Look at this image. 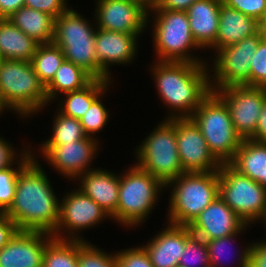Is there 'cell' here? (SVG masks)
<instances>
[{
    "instance_id": "1",
    "label": "cell",
    "mask_w": 266,
    "mask_h": 267,
    "mask_svg": "<svg viewBox=\"0 0 266 267\" xmlns=\"http://www.w3.org/2000/svg\"><path fill=\"white\" fill-rule=\"evenodd\" d=\"M44 163L32 158L18 173L12 204L4 212L19 231L53 234L59 221L60 195Z\"/></svg>"
},
{
    "instance_id": "2",
    "label": "cell",
    "mask_w": 266,
    "mask_h": 267,
    "mask_svg": "<svg viewBox=\"0 0 266 267\" xmlns=\"http://www.w3.org/2000/svg\"><path fill=\"white\" fill-rule=\"evenodd\" d=\"M145 67L159 102L167 109L163 119L191 117L212 91L207 64L152 60Z\"/></svg>"
},
{
    "instance_id": "3",
    "label": "cell",
    "mask_w": 266,
    "mask_h": 267,
    "mask_svg": "<svg viewBox=\"0 0 266 267\" xmlns=\"http://www.w3.org/2000/svg\"><path fill=\"white\" fill-rule=\"evenodd\" d=\"M147 28L148 32L152 28L149 34L153 42V60L207 64V54L202 55L203 49L192 36L186 11L151 9Z\"/></svg>"
},
{
    "instance_id": "4",
    "label": "cell",
    "mask_w": 266,
    "mask_h": 267,
    "mask_svg": "<svg viewBox=\"0 0 266 267\" xmlns=\"http://www.w3.org/2000/svg\"><path fill=\"white\" fill-rule=\"evenodd\" d=\"M0 103L22 123L50 107L46 87L31 62L0 59Z\"/></svg>"
},
{
    "instance_id": "5",
    "label": "cell",
    "mask_w": 266,
    "mask_h": 267,
    "mask_svg": "<svg viewBox=\"0 0 266 267\" xmlns=\"http://www.w3.org/2000/svg\"><path fill=\"white\" fill-rule=\"evenodd\" d=\"M132 163L119 171L117 225L123 229L136 231L151 219L150 216H153L159 199L164 198L162 194H165V185Z\"/></svg>"
},
{
    "instance_id": "6",
    "label": "cell",
    "mask_w": 266,
    "mask_h": 267,
    "mask_svg": "<svg viewBox=\"0 0 266 267\" xmlns=\"http://www.w3.org/2000/svg\"><path fill=\"white\" fill-rule=\"evenodd\" d=\"M167 191L165 222L189 226L219 196L218 171L182 173L165 185Z\"/></svg>"
},
{
    "instance_id": "7",
    "label": "cell",
    "mask_w": 266,
    "mask_h": 267,
    "mask_svg": "<svg viewBox=\"0 0 266 267\" xmlns=\"http://www.w3.org/2000/svg\"><path fill=\"white\" fill-rule=\"evenodd\" d=\"M72 6L55 19L52 43L62 49L65 60L100 80V65L95 61L97 27L93 12L86 17Z\"/></svg>"
},
{
    "instance_id": "8",
    "label": "cell",
    "mask_w": 266,
    "mask_h": 267,
    "mask_svg": "<svg viewBox=\"0 0 266 267\" xmlns=\"http://www.w3.org/2000/svg\"><path fill=\"white\" fill-rule=\"evenodd\" d=\"M133 149L134 163L164 185L185 173L176 140V118L162 119Z\"/></svg>"
},
{
    "instance_id": "9",
    "label": "cell",
    "mask_w": 266,
    "mask_h": 267,
    "mask_svg": "<svg viewBox=\"0 0 266 267\" xmlns=\"http://www.w3.org/2000/svg\"><path fill=\"white\" fill-rule=\"evenodd\" d=\"M200 127L208 149L220 164H229L243 139L236 132L225 102L213 91L191 116Z\"/></svg>"
},
{
    "instance_id": "10",
    "label": "cell",
    "mask_w": 266,
    "mask_h": 267,
    "mask_svg": "<svg viewBox=\"0 0 266 267\" xmlns=\"http://www.w3.org/2000/svg\"><path fill=\"white\" fill-rule=\"evenodd\" d=\"M30 142L32 156L53 169L60 177L72 183L82 174L96 169V161L101 150L102 141L87 137L67 144H35ZM36 145V147L34 146ZM96 161V162H94Z\"/></svg>"
},
{
    "instance_id": "11",
    "label": "cell",
    "mask_w": 266,
    "mask_h": 267,
    "mask_svg": "<svg viewBox=\"0 0 266 267\" xmlns=\"http://www.w3.org/2000/svg\"><path fill=\"white\" fill-rule=\"evenodd\" d=\"M218 175L219 197L247 225L260 226L266 219V188L230 164H221Z\"/></svg>"
},
{
    "instance_id": "12",
    "label": "cell",
    "mask_w": 266,
    "mask_h": 267,
    "mask_svg": "<svg viewBox=\"0 0 266 267\" xmlns=\"http://www.w3.org/2000/svg\"><path fill=\"white\" fill-rule=\"evenodd\" d=\"M261 39L259 31L213 53L207 62L213 92L229 86H250L251 61Z\"/></svg>"
},
{
    "instance_id": "13",
    "label": "cell",
    "mask_w": 266,
    "mask_h": 267,
    "mask_svg": "<svg viewBox=\"0 0 266 267\" xmlns=\"http://www.w3.org/2000/svg\"><path fill=\"white\" fill-rule=\"evenodd\" d=\"M73 186L60 196L59 221L52 236L60 240L89 241L84 232L110 222L112 218L93 199Z\"/></svg>"
},
{
    "instance_id": "14",
    "label": "cell",
    "mask_w": 266,
    "mask_h": 267,
    "mask_svg": "<svg viewBox=\"0 0 266 267\" xmlns=\"http://www.w3.org/2000/svg\"><path fill=\"white\" fill-rule=\"evenodd\" d=\"M145 33H120L97 28L95 34V61L100 65V80L117 81L112 67H131L140 52L139 41ZM141 37V38H140ZM138 56V57H137ZM115 79V80H114Z\"/></svg>"
},
{
    "instance_id": "15",
    "label": "cell",
    "mask_w": 266,
    "mask_h": 267,
    "mask_svg": "<svg viewBox=\"0 0 266 267\" xmlns=\"http://www.w3.org/2000/svg\"><path fill=\"white\" fill-rule=\"evenodd\" d=\"M227 105L236 132L249 139L256 130L260 112L266 102V88L229 86L214 91Z\"/></svg>"
},
{
    "instance_id": "16",
    "label": "cell",
    "mask_w": 266,
    "mask_h": 267,
    "mask_svg": "<svg viewBox=\"0 0 266 267\" xmlns=\"http://www.w3.org/2000/svg\"><path fill=\"white\" fill-rule=\"evenodd\" d=\"M96 27L120 33H148L149 10L132 0H94Z\"/></svg>"
},
{
    "instance_id": "17",
    "label": "cell",
    "mask_w": 266,
    "mask_h": 267,
    "mask_svg": "<svg viewBox=\"0 0 266 267\" xmlns=\"http://www.w3.org/2000/svg\"><path fill=\"white\" fill-rule=\"evenodd\" d=\"M176 140L184 172L219 171L221 164L209 151L200 127L191 117L176 118Z\"/></svg>"
},
{
    "instance_id": "18",
    "label": "cell",
    "mask_w": 266,
    "mask_h": 267,
    "mask_svg": "<svg viewBox=\"0 0 266 267\" xmlns=\"http://www.w3.org/2000/svg\"><path fill=\"white\" fill-rule=\"evenodd\" d=\"M247 226L219 196L188 226L194 236L204 241L241 232Z\"/></svg>"
},
{
    "instance_id": "19",
    "label": "cell",
    "mask_w": 266,
    "mask_h": 267,
    "mask_svg": "<svg viewBox=\"0 0 266 267\" xmlns=\"http://www.w3.org/2000/svg\"><path fill=\"white\" fill-rule=\"evenodd\" d=\"M41 231H18L0 250V267H42L44 249L53 239Z\"/></svg>"
},
{
    "instance_id": "20",
    "label": "cell",
    "mask_w": 266,
    "mask_h": 267,
    "mask_svg": "<svg viewBox=\"0 0 266 267\" xmlns=\"http://www.w3.org/2000/svg\"><path fill=\"white\" fill-rule=\"evenodd\" d=\"M149 236L141 245L147 251L154 267H175L184 253L186 242L193 236L188 226L168 222Z\"/></svg>"
},
{
    "instance_id": "21",
    "label": "cell",
    "mask_w": 266,
    "mask_h": 267,
    "mask_svg": "<svg viewBox=\"0 0 266 267\" xmlns=\"http://www.w3.org/2000/svg\"><path fill=\"white\" fill-rule=\"evenodd\" d=\"M73 184L106 211L112 218V224H117L119 173L98 166L80 175Z\"/></svg>"
},
{
    "instance_id": "22",
    "label": "cell",
    "mask_w": 266,
    "mask_h": 267,
    "mask_svg": "<svg viewBox=\"0 0 266 267\" xmlns=\"http://www.w3.org/2000/svg\"><path fill=\"white\" fill-rule=\"evenodd\" d=\"M260 31V22L224 4L220 5L219 27L215 42L205 51L211 58L220 48L236 44Z\"/></svg>"
},
{
    "instance_id": "23",
    "label": "cell",
    "mask_w": 266,
    "mask_h": 267,
    "mask_svg": "<svg viewBox=\"0 0 266 267\" xmlns=\"http://www.w3.org/2000/svg\"><path fill=\"white\" fill-rule=\"evenodd\" d=\"M222 0H198L186 11L192 36L204 52L215 42Z\"/></svg>"
},
{
    "instance_id": "24",
    "label": "cell",
    "mask_w": 266,
    "mask_h": 267,
    "mask_svg": "<svg viewBox=\"0 0 266 267\" xmlns=\"http://www.w3.org/2000/svg\"><path fill=\"white\" fill-rule=\"evenodd\" d=\"M252 227L253 226L251 225H247L241 232H238L236 234H231L229 236H225L222 238L206 241L210 266H213V267H234V266L235 267H249V251L251 248L252 241L251 240L250 241L248 240V242L245 241L246 243L245 244L242 243L241 245L239 241H241V237L245 238L246 234H248L247 232L250 231ZM238 244L240 246H238ZM236 247L238 248V250ZM231 258L234 261L233 260L231 261ZM227 263L228 264L230 263L229 264L230 266ZM231 263L232 264L234 263L233 264L234 266Z\"/></svg>"
},
{
    "instance_id": "25",
    "label": "cell",
    "mask_w": 266,
    "mask_h": 267,
    "mask_svg": "<svg viewBox=\"0 0 266 267\" xmlns=\"http://www.w3.org/2000/svg\"><path fill=\"white\" fill-rule=\"evenodd\" d=\"M229 164L242 175L266 188V143L243 139Z\"/></svg>"
},
{
    "instance_id": "26",
    "label": "cell",
    "mask_w": 266,
    "mask_h": 267,
    "mask_svg": "<svg viewBox=\"0 0 266 267\" xmlns=\"http://www.w3.org/2000/svg\"><path fill=\"white\" fill-rule=\"evenodd\" d=\"M38 45L8 18H0V59L31 62Z\"/></svg>"
},
{
    "instance_id": "27",
    "label": "cell",
    "mask_w": 266,
    "mask_h": 267,
    "mask_svg": "<svg viewBox=\"0 0 266 267\" xmlns=\"http://www.w3.org/2000/svg\"><path fill=\"white\" fill-rule=\"evenodd\" d=\"M113 83V81L93 79L81 90L62 94L52 105L63 115L79 120L91 104Z\"/></svg>"
},
{
    "instance_id": "28",
    "label": "cell",
    "mask_w": 266,
    "mask_h": 267,
    "mask_svg": "<svg viewBox=\"0 0 266 267\" xmlns=\"http://www.w3.org/2000/svg\"><path fill=\"white\" fill-rule=\"evenodd\" d=\"M8 19L38 44L52 43L56 19L54 16L23 6Z\"/></svg>"
},
{
    "instance_id": "29",
    "label": "cell",
    "mask_w": 266,
    "mask_h": 267,
    "mask_svg": "<svg viewBox=\"0 0 266 267\" xmlns=\"http://www.w3.org/2000/svg\"><path fill=\"white\" fill-rule=\"evenodd\" d=\"M92 80L82 68L64 59L54 78L45 86L48 103L53 104L62 94L83 89Z\"/></svg>"
},
{
    "instance_id": "30",
    "label": "cell",
    "mask_w": 266,
    "mask_h": 267,
    "mask_svg": "<svg viewBox=\"0 0 266 267\" xmlns=\"http://www.w3.org/2000/svg\"><path fill=\"white\" fill-rule=\"evenodd\" d=\"M51 118L50 134L39 144H67L88 137L78 119L67 117L57 109Z\"/></svg>"
},
{
    "instance_id": "31",
    "label": "cell",
    "mask_w": 266,
    "mask_h": 267,
    "mask_svg": "<svg viewBox=\"0 0 266 267\" xmlns=\"http://www.w3.org/2000/svg\"><path fill=\"white\" fill-rule=\"evenodd\" d=\"M64 59L62 49L54 43L38 45L31 63L44 86L54 78Z\"/></svg>"
},
{
    "instance_id": "32",
    "label": "cell",
    "mask_w": 266,
    "mask_h": 267,
    "mask_svg": "<svg viewBox=\"0 0 266 267\" xmlns=\"http://www.w3.org/2000/svg\"><path fill=\"white\" fill-rule=\"evenodd\" d=\"M42 267H78V240L53 238L44 249Z\"/></svg>"
},
{
    "instance_id": "33",
    "label": "cell",
    "mask_w": 266,
    "mask_h": 267,
    "mask_svg": "<svg viewBox=\"0 0 266 267\" xmlns=\"http://www.w3.org/2000/svg\"><path fill=\"white\" fill-rule=\"evenodd\" d=\"M114 85L115 82L91 104L84 116L79 119L87 136L96 138L99 141L102 139L100 138L101 136L98 135L105 130L104 128L110 123L109 121H111L112 113L110 112L111 110L106 107V101L104 99L108 97L111 91L110 88H112V90L114 89Z\"/></svg>"
},
{
    "instance_id": "34",
    "label": "cell",
    "mask_w": 266,
    "mask_h": 267,
    "mask_svg": "<svg viewBox=\"0 0 266 267\" xmlns=\"http://www.w3.org/2000/svg\"><path fill=\"white\" fill-rule=\"evenodd\" d=\"M33 158L29 148L13 165L0 170V211L4 213L12 204L17 175L19 171Z\"/></svg>"
},
{
    "instance_id": "35",
    "label": "cell",
    "mask_w": 266,
    "mask_h": 267,
    "mask_svg": "<svg viewBox=\"0 0 266 267\" xmlns=\"http://www.w3.org/2000/svg\"><path fill=\"white\" fill-rule=\"evenodd\" d=\"M93 242L78 240V267H117L115 251H108Z\"/></svg>"
},
{
    "instance_id": "36",
    "label": "cell",
    "mask_w": 266,
    "mask_h": 267,
    "mask_svg": "<svg viewBox=\"0 0 266 267\" xmlns=\"http://www.w3.org/2000/svg\"><path fill=\"white\" fill-rule=\"evenodd\" d=\"M178 265L183 267L210 266L206 241L193 235L186 242L184 253L181 256Z\"/></svg>"
},
{
    "instance_id": "37",
    "label": "cell",
    "mask_w": 266,
    "mask_h": 267,
    "mask_svg": "<svg viewBox=\"0 0 266 267\" xmlns=\"http://www.w3.org/2000/svg\"><path fill=\"white\" fill-rule=\"evenodd\" d=\"M117 267H154L145 248L138 244L125 249H115Z\"/></svg>"
},
{
    "instance_id": "38",
    "label": "cell",
    "mask_w": 266,
    "mask_h": 267,
    "mask_svg": "<svg viewBox=\"0 0 266 267\" xmlns=\"http://www.w3.org/2000/svg\"><path fill=\"white\" fill-rule=\"evenodd\" d=\"M250 87L266 88V40H260L250 66Z\"/></svg>"
},
{
    "instance_id": "39",
    "label": "cell",
    "mask_w": 266,
    "mask_h": 267,
    "mask_svg": "<svg viewBox=\"0 0 266 267\" xmlns=\"http://www.w3.org/2000/svg\"><path fill=\"white\" fill-rule=\"evenodd\" d=\"M9 140L0 134V170L13 165L30 148V141L22 140L23 145L18 148Z\"/></svg>"
},
{
    "instance_id": "40",
    "label": "cell",
    "mask_w": 266,
    "mask_h": 267,
    "mask_svg": "<svg viewBox=\"0 0 266 267\" xmlns=\"http://www.w3.org/2000/svg\"><path fill=\"white\" fill-rule=\"evenodd\" d=\"M227 6L261 22L266 18V0H222Z\"/></svg>"
},
{
    "instance_id": "41",
    "label": "cell",
    "mask_w": 266,
    "mask_h": 267,
    "mask_svg": "<svg viewBox=\"0 0 266 267\" xmlns=\"http://www.w3.org/2000/svg\"><path fill=\"white\" fill-rule=\"evenodd\" d=\"M70 0H25L26 7L48 13L57 18L70 6Z\"/></svg>"
},
{
    "instance_id": "42",
    "label": "cell",
    "mask_w": 266,
    "mask_h": 267,
    "mask_svg": "<svg viewBox=\"0 0 266 267\" xmlns=\"http://www.w3.org/2000/svg\"><path fill=\"white\" fill-rule=\"evenodd\" d=\"M260 239L252 240L249 251V267H266V236Z\"/></svg>"
},
{
    "instance_id": "43",
    "label": "cell",
    "mask_w": 266,
    "mask_h": 267,
    "mask_svg": "<svg viewBox=\"0 0 266 267\" xmlns=\"http://www.w3.org/2000/svg\"><path fill=\"white\" fill-rule=\"evenodd\" d=\"M19 231L14 221L5 213L0 214V250Z\"/></svg>"
},
{
    "instance_id": "44",
    "label": "cell",
    "mask_w": 266,
    "mask_h": 267,
    "mask_svg": "<svg viewBox=\"0 0 266 267\" xmlns=\"http://www.w3.org/2000/svg\"><path fill=\"white\" fill-rule=\"evenodd\" d=\"M198 0H158L153 9H168L173 11H187Z\"/></svg>"
},
{
    "instance_id": "45",
    "label": "cell",
    "mask_w": 266,
    "mask_h": 267,
    "mask_svg": "<svg viewBox=\"0 0 266 267\" xmlns=\"http://www.w3.org/2000/svg\"><path fill=\"white\" fill-rule=\"evenodd\" d=\"M25 5V0H0V18H9Z\"/></svg>"
},
{
    "instance_id": "46",
    "label": "cell",
    "mask_w": 266,
    "mask_h": 267,
    "mask_svg": "<svg viewBox=\"0 0 266 267\" xmlns=\"http://www.w3.org/2000/svg\"><path fill=\"white\" fill-rule=\"evenodd\" d=\"M249 139L266 143V102L263 104L260 112L255 133Z\"/></svg>"
},
{
    "instance_id": "47",
    "label": "cell",
    "mask_w": 266,
    "mask_h": 267,
    "mask_svg": "<svg viewBox=\"0 0 266 267\" xmlns=\"http://www.w3.org/2000/svg\"><path fill=\"white\" fill-rule=\"evenodd\" d=\"M132 1L140 3L148 10L153 9L157 5V2H158V0H132Z\"/></svg>"
},
{
    "instance_id": "48",
    "label": "cell",
    "mask_w": 266,
    "mask_h": 267,
    "mask_svg": "<svg viewBox=\"0 0 266 267\" xmlns=\"http://www.w3.org/2000/svg\"><path fill=\"white\" fill-rule=\"evenodd\" d=\"M260 31H261L262 38H263L264 40H266V18H264V19L260 22Z\"/></svg>"
},
{
    "instance_id": "49",
    "label": "cell",
    "mask_w": 266,
    "mask_h": 267,
    "mask_svg": "<svg viewBox=\"0 0 266 267\" xmlns=\"http://www.w3.org/2000/svg\"><path fill=\"white\" fill-rule=\"evenodd\" d=\"M5 113L7 115L8 112L3 108V106L0 103V118L2 117L3 114L5 115Z\"/></svg>"
},
{
    "instance_id": "50",
    "label": "cell",
    "mask_w": 266,
    "mask_h": 267,
    "mask_svg": "<svg viewBox=\"0 0 266 267\" xmlns=\"http://www.w3.org/2000/svg\"><path fill=\"white\" fill-rule=\"evenodd\" d=\"M261 225L263 226V228L261 227V229L265 231V232L263 231V233H265V236H266V219Z\"/></svg>"
}]
</instances>
